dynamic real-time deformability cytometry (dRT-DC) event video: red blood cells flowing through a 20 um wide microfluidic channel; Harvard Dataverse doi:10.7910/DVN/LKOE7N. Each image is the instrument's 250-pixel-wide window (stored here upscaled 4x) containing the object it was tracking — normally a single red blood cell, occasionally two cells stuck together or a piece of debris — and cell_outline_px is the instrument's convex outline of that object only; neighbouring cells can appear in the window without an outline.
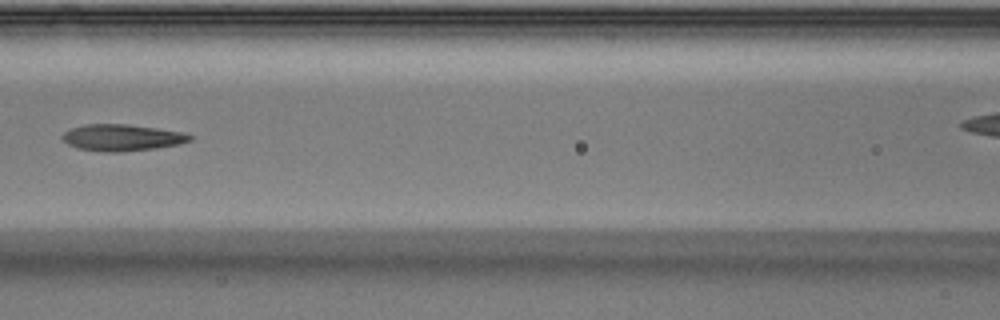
{"species": "Egyptian fruit bat (a non-hibernating species)", "species_latin": "Rousettus aegyptiacus", "temperature_condition": "warm", "stored_images_in_passage": 8, "segment_of_instrument_passage": [1, 2], "camera_frame_rate_fps": 3000, "um_per_image_px": 0.085, "animal": {"sex": "male"}, "frame": {"image": 1, "passage_image": 7, "time_ms": 2.0, "image_size_px": [1000, 320], "cell_outline_px": [[192, 140], [180, 144], [156, 148], [120, 152], [104, 152], [80, 148], [68, 144], [60, 136], [64, 132], [72, 128], [84, 124], [128, 124], [184, 132], [192, 136]], "centroid_in_image_um": [10.39, 11.69], "position_along_channel_um": 156.2, "area_um2": 19.71}}